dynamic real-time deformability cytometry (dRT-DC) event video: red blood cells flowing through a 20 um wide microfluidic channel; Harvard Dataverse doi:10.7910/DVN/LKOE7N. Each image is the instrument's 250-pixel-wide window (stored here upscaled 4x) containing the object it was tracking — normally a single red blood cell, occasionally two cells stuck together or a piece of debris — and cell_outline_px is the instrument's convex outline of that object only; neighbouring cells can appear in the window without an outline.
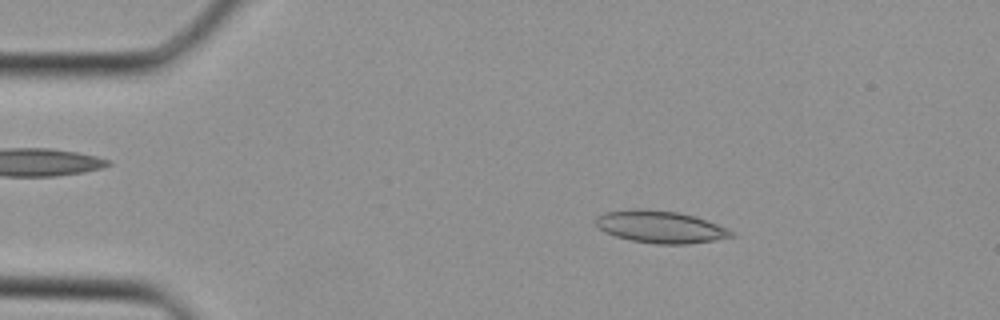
{"species": "Egyptian fruit bat (a non-hibernating species)", "species_latin": "Rousettus aegyptiacus", "temperature_condition": "cold", "stored_images_in_passage": 37, "camera_frame_rate_fps": 3000, "um_per_image_px": 0.085, "animal": {"sex": "female"}, "frame": {"image": 1, "passage_image": 6, "time_ms": 1.667, "image_size_px": [1000, 320], "cell_outline_px": [[736, 236], [688, 244], [656, 244], [632, 240], [616, 236], [604, 232], [596, 224], [596, 216], [604, 212], [632, 208], [644, 208], [676, 212], [692, 216], [728, 228]], "centroid_in_image_um": [56.09, 19.27], "position_along_channel_um": 28.9, "area_um2": 25.26}}
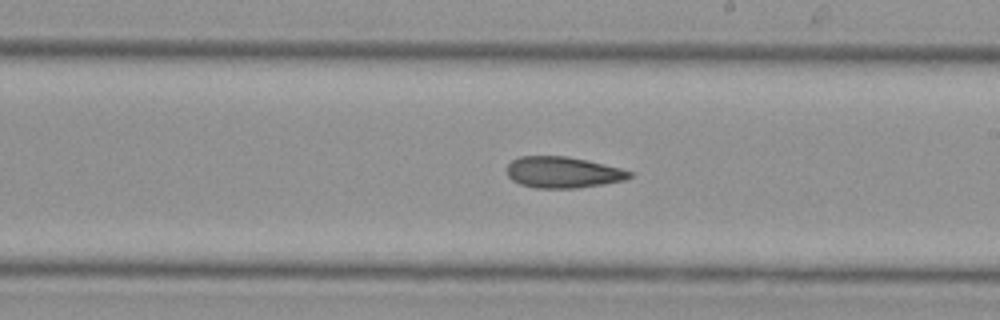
{"frame": {"image": 2, "passage_image": 21, "time_ms": 6.667, "image_size_px": [1000, 320], "cell_outline_px": [[632, 176], [624, 180], [604, 184], [576, 188], [536, 188], [520, 184], [512, 180], [508, 176], [508, 164], [512, 160], [520, 156], [568, 156], [588, 160], [620, 168], [632, 172]], "centroid_in_image_um": [47.85, 14.64], "position_along_channel_um": 241.2, "area_um2": 22.31}}
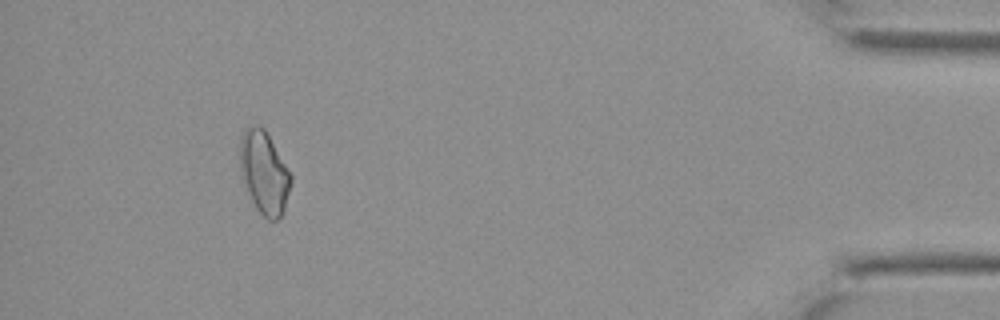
{"frame": {"image": 3, "passage_image": 34, "time_ms": 11.0, "image_size_px": [1000, 320], "cell_outline_px": [[292, 180], [284, 208], [280, 216], [276, 220], [268, 220], [256, 208], [252, 200], [244, 180], [240, 168], [240, 140], [244, 132], [248, 128], [256, 124], [264, 128], [292, 176]], "centroid_in_image_um": [22.46, 14.66], "position_along_channel_um": 412.7, "area_um2": 23.81}}